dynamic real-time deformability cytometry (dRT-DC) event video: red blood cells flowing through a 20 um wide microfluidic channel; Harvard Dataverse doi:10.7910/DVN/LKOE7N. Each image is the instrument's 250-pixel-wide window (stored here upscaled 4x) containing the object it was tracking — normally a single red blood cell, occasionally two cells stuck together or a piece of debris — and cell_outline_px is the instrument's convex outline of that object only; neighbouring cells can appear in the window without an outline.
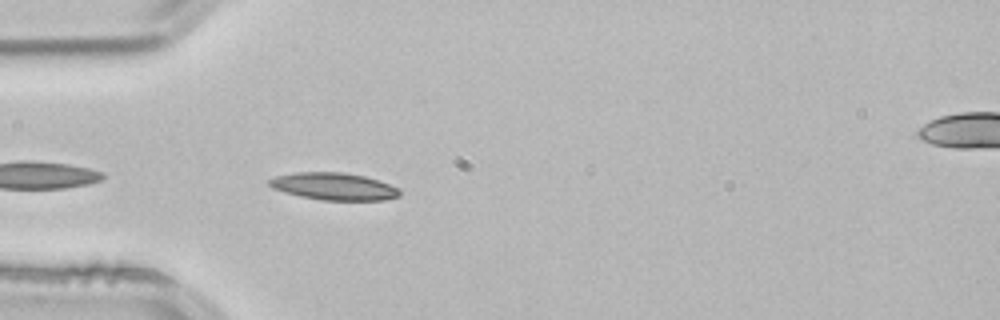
{"species": "common noctule bat (a hibernating species)", "species_latin": "Nyctalus noctula", "temperature_condition": "room temperature", "stored_images_in_passage": 4, "segment_of_instrument_passage": [1, 2], "camera_frame_rate_fps": 3000, "um_per_image_px": 0.085, "animal": {"sex": "male", "body_mass_g": 21.5, "forearm_length_mm": 52.0}, "frame": {"image": 1, "passage_image": 3, "time_ms": 0.667, "image_size_px": [1000, 320], "cell_outline_px": [[400, 196], [384, 200], [320, 200], [300, 196], [284, 192], [272, 188], [268, 184], [268, 180], [276, 176], [296, 172], [340, 172], [364, 176], [388, 184], [396, 188], [400, 192]], "centroid_in_image_um": [28.33, 15.85], "position_along_channel_um": 56.7, "area_um2": 20.52}}